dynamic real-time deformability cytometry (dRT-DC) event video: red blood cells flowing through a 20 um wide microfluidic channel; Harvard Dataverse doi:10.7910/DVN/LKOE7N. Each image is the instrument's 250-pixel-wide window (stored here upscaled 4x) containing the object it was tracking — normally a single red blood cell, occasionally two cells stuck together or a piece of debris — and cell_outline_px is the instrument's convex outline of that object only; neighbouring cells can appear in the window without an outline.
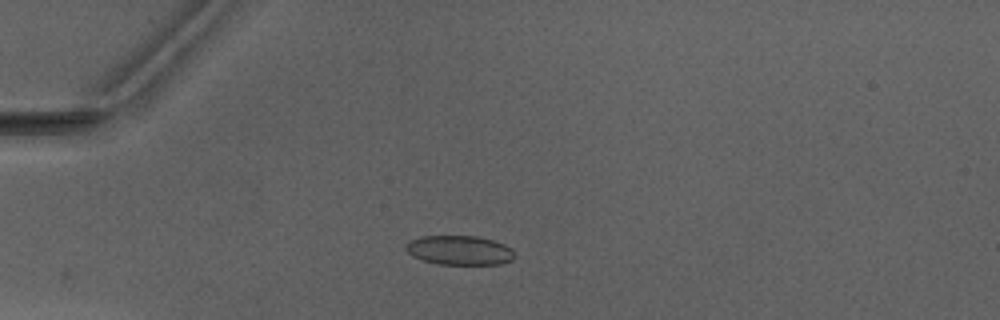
{"species": "Egyptian fruit bat (a non-hibernating species)", "species_latin": "Rousettus aegyptiacus", "temperature_condition": "warm", "stored_images_in_passage": 7, "camera_frame_rate_fps": 3000, "um_per_image_px": 0.085, "animal": {"sex": "male"}, "frame": {"image": 1, "passage_image": 4, "time_ms": 3.667, "image_size_px": [1000, 320], "cell_outline_px": [[516, 256], [512, 260], [500, 264], [440, 264], [424, 260], [412, 256], [404, 248], [408, 240], [420, 236], [476, 236], [492, 240], [504, 244], [512, 248]], "centroid_in_image_um": [39.05, 21.26], "position_along_channel_um": 45.9, "area_um2": 18.67}}
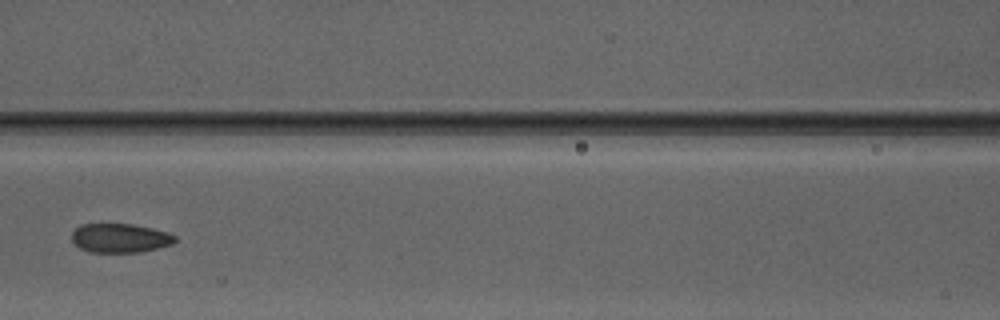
{"frame": {"image": 2, "passage_image": 7, "time_ms": 7.0, "image_size_px": [1000, 320], "cell_outline_px": [[176, 240], [172, 244], [140, 252], [92, 252], [80, 248], [72, 240], [72, 232], [80, 224], [132, 224], [152, 228], [168, 232], [176, 236]], "centroid_in_image_um": [10.21, 20.23], "position_along_channel_um": 156.4, "area_um2": 17.4}}